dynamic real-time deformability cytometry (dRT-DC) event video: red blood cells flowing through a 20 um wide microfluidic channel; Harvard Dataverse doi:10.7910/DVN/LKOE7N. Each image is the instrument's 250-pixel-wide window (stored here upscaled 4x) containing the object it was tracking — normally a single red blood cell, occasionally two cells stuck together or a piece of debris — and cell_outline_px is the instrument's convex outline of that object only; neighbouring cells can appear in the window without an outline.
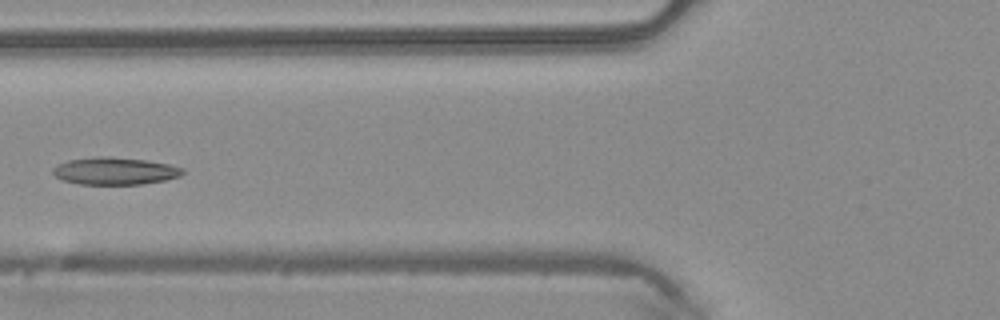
{"species": "common noctule bat (a hibernating species)", "species_latin": "Nyctalus noctula", "temperature_condition": "warm", "stored_images_in_passage": 6, "camera_frame_rate_fps": 3000, "um_per_image_px": 0.085, "animal": {"sex": "male", "body_mass_g": 20.4}, "frame": {"image": 1, "passage_image": 5, "time_ms": 1.333, "image_size_px": [1000, 320], "cell_outline_px": [[184, 172], [180, 176], [164, 180], [140, 184], [80, 184], [60, 180], [52, 172], [52, 168], [68, 160], [96, 156], [108, 156], [148, 160], [168, 164], [184, 168]], "centroid_in_image_um": [9.75, 14.53], "position_along_channel_um": 116.0, "area_um2": 20.69}}
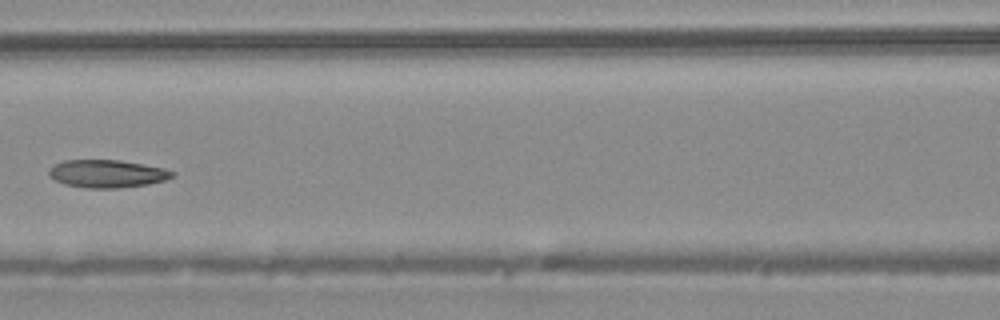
{"frame": {"image": 2, "passage_image": 6, "time_ms": 1.667, "image_size_px": [1000, 320], "cell_outline_px": [[176, 176], [164, 180], [148, 184], [116, 188], [88, 188], [64, 184], [48, 176], [48, 168], [64, 160], [120, 160], [164, 168], [176, 172]], "centroid_in_image_um": [9.11, 14.76], "position_along_channel_um": 157.5, "area_um2": 20.0}}